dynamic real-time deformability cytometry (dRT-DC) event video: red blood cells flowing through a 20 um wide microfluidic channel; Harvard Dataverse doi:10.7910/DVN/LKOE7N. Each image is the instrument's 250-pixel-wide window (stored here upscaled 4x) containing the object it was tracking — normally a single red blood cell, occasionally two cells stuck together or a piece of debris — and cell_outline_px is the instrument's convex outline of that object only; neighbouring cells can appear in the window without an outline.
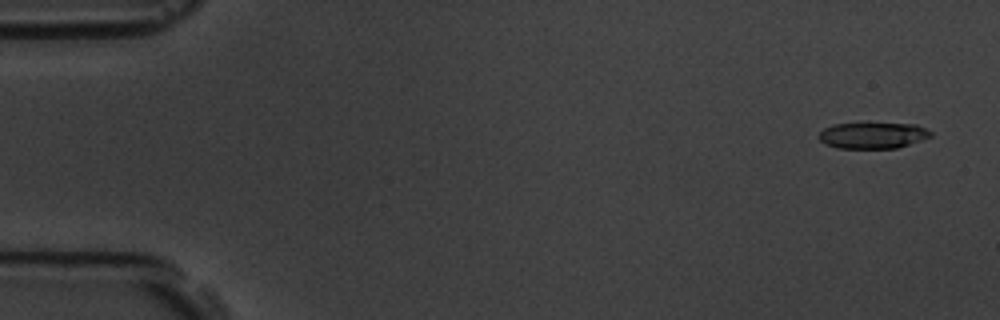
{"species": "common noctule bat (a hibernating species)", "species_latin": "Nyctalus noctula", "temperature_condition": "room temperature", "stored_images_in_passage": 58, "camera_frame_rate_fps": 3000, "um_per_image_px": 0.085, "animal": {"sex": "male", "body_mass_g": 19.5, "forearm_length_mm": 54.6}, "frame": {"image": 1, "passage_image": 3, "time_ms": 0.667, "image_size_px": [1000, 320], "cell_outline_px": [[932, 136], [896, 148], [836, 148], [824, 144], [820, 140], [820, 132], [824, 128], [832, 124], [916, 124], [932, 132]], "centroid_in_image_um": [74.16, 11.52], "position_along_channel_um": 10.8, "area_um2": 16.76}}
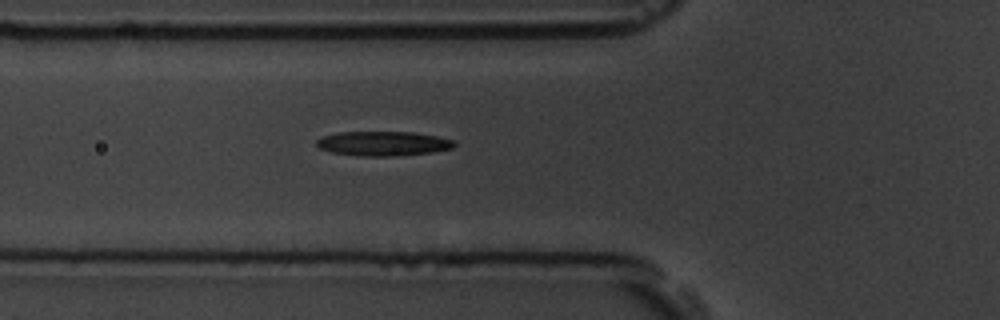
{"frame": {"image": 2, "passage_image": 21, "time_ms": 6.667, "image_size_px": [1000, 320], "cell_outline_px": [[456, 144], [452, 148], [432, 152], [400, 156], [360, 156], [332, 152], [320, 148], [316, 144], [316, 140], [324, 136], [340, 132], [412, 132], [436, 136], [456, 140]], "centroid_in_image_um": [32.6, 12.2], "position_along_channel_um": 93.2, "area_um2": 19.65}}
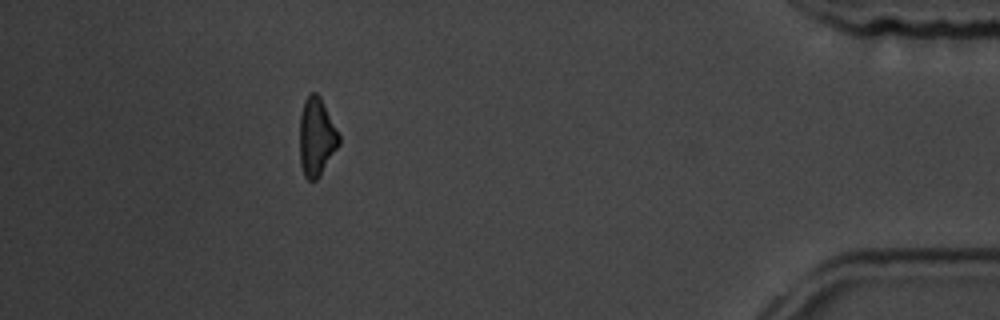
{"frame": {"image": 3, "passage_image": 52, "time_ms": 17.0, "image_size_px": [1000, 320], "cell_outline_px": [[340, 144], [320, 176], [316, 180], [308, 180], [304, 176], [300, 164], [300, 116], [304, 100], [312, 92], [316, 92], [320, 96], [340, 136]], "centroid_in_image_um": [26.9, 11.66], "position_along_channel_um": 408.3, "area_um2": 17.92}, "authors_computed_cell_mechanics": {"area_um2": 19.2185, "velocity_mm_per_s": 3.5607, "shape_relaxation_time_tau1_ms": 4.7857, "shape_relaxation_time_tau2_ms": 7.1244, "deformation_change_tau1": 0.1389, "deformation_change_tau2": 0.1703}}